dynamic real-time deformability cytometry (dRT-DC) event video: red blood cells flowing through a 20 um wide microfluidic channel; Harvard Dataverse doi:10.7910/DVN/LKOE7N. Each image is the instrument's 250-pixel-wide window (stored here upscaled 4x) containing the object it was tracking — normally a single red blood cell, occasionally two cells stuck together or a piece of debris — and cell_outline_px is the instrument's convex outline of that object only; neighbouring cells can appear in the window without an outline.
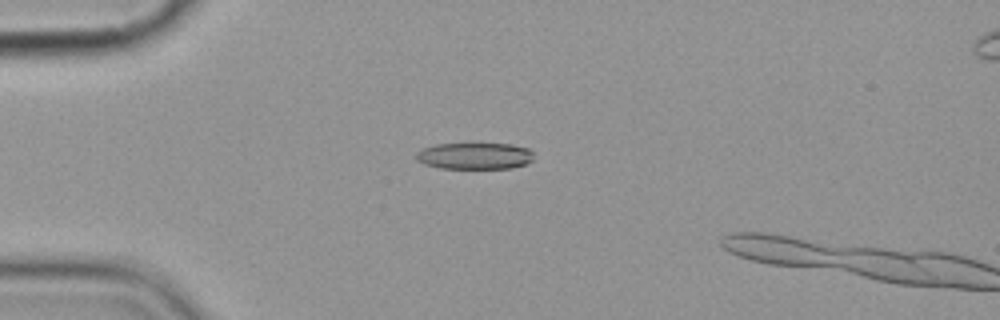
{"species": "common noctule bat (a hibernating species)", "species_latin": "Nyctalus noctula", "temperature_condition": "cold", "stored_images_in_passage": 2, "camera_frame_rate_fps": 3000, "um_per_image_px": 0.085, "animal": {"sex": "female", "body_mass_g": 19.9}, "frame": {"image": 1, "passage_image": 1, "time_ms": 0.0, "image_size_px": [1000, 320], "cell_outline_px": [[532, 160], [524, 164], [512, 168], [440, 168], [424, 164], [416, 160], [416, 152], [424, 148], [436, 144], [512, 144], [528, 148], [532, 152]], "centroid_in_image_um": [40.33, 13.25], "position_along_channel_um": 44.7, "area_um2": 18.09}}